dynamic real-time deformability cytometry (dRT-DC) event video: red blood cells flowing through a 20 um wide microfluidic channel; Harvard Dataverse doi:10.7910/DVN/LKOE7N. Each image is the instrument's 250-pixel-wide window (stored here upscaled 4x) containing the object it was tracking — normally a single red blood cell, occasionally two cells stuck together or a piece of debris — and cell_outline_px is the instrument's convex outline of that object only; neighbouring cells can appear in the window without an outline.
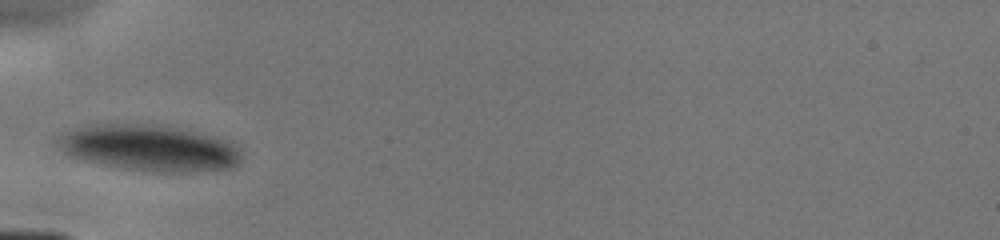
{"species": "human", "species_latin": "Homo sapiens", "temperature_condition": "cold", "stored_images_in_passage": 12, "camera_frame_rate_fps": 3000, "um_per_image_px": 0.085, "donor": {"sex": "male"}, "frame": {"image": 1, "passage_image": 3, "time_ms": 1.667, "image_size_px": [1000, 240], "cell_outline_px": [[244, 156], [232, 168], [208, 172], [152, 172], [124, 168], [84, 160], [72, 156], [64, 152], [64, 132], [72, 128], [88, 124], [164, 124], [224, 140], [232, 144]], "centroid_in_image_um": [12.78, 12.58], "position_along_channel_um": 72.2, "area_um2": 48.9}}
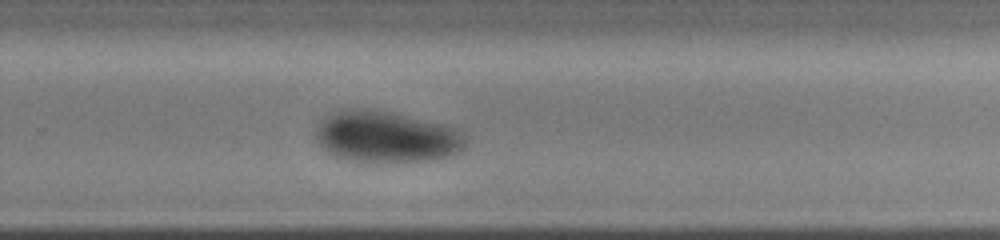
{"frame": {"image": 2, "passage_image": 12, "time_ms": 7.0, "image_size_px": [1000, 240], "cell_outline_px": [[464, 148], [460, 152], [436, 160], [352, 160], [336, 156], [324, 152], [316, 140], [316, 128], [320, 120], [324, 116], [340, 108], [368, 108], [396, 112], [460, 128], [464, 132]], "centroid_in_image_um": [32.82, 11.57], "position_along_channel_um": 297.0, "area_um2": 45.26}}